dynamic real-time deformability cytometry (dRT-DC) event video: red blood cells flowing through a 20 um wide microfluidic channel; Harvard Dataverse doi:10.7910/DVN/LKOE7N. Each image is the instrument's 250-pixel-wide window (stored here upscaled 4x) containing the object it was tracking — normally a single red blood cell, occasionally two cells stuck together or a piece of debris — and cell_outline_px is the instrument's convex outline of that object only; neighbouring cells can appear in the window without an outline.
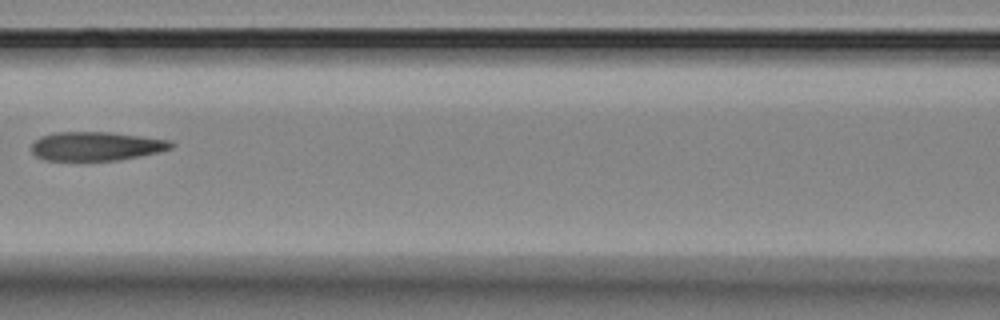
{"species": "Egyptian fruit bat (a non-hibernating species)", "species_latin": "Rousettus aegyptiacus", "temperature_condition": "room temperature", "stored_images_in_passage": 13, "camera_frame_rate_fps": 3000, "um_per_image_px": 0.085, "animal": {"sex": "female"}, "frame": {"image": 1, "passage_image": 5, "time_ms": 5.667, "image_size_px": [1000, 320], "cell_outline_px": [[176, 144], [172, 148], [160, 152], [140, 156], [116, 160], [44, 160], [36, 156], [32, 152], [32, 144], [40, 136], [56, 132], [112, 132], [172, 140]], "centroid_in_image_um": [8.22, 12.42], "position_along_channel_um": 158.4, "area_um2": 23.64}}
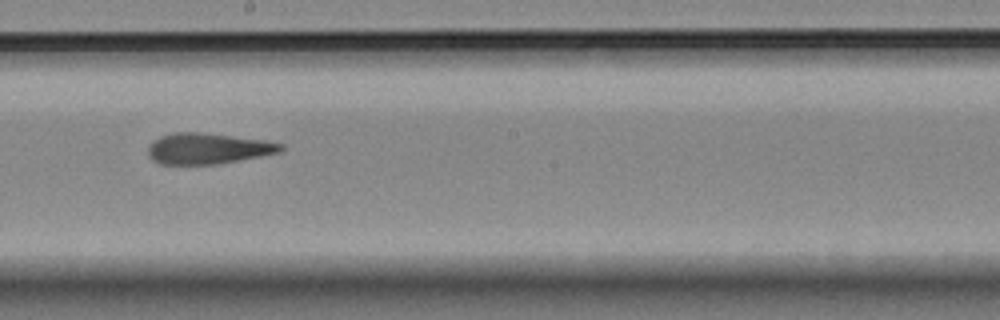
{"frame": {"image": 2, "passage_image": 7, "time_ms": 7.667, "image_size_px": [1000, 320], "cell_outline_px": [[284, 148], [280, 152], [260, 156], [216, 164], [160, 164], [152, 160], [148, 156], [148, 144], [152, 140], [160, 136], [172, 132], [200, 132], [264, 140], [284, 144]], "centroid_in_image_um": [17.62, 12.62], "position_along_channel_um": 230.6, "area_um2": 23.93}}
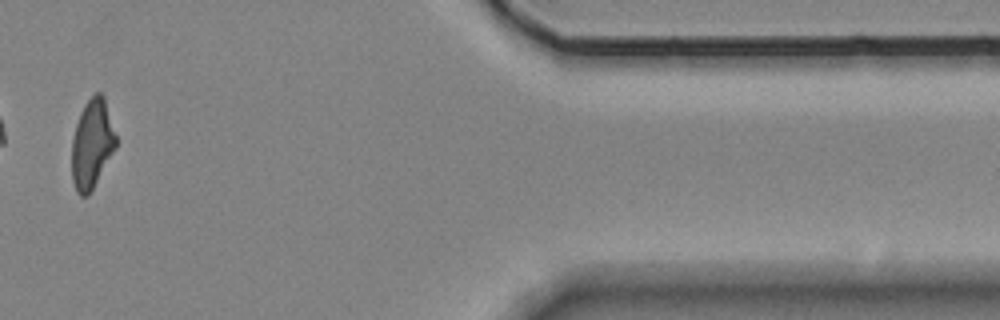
{"frame": {"image": 3, "passage_image": 12, "time_ms": 13.667, "image_size_px": [1000, 320], "cell_outline_px": [[116, 148], [88, 196], [80, 196], [76, 192], [72, 180], [72, 140], [76, 124], [80, 112], [84, 104], [96, 92], [100, 92], [104, 96], [116, 136]], "centroid_in_image_um": [7.81, 12.24], "position_along_channel_um": 403.6, "area_um2": 22.83}}